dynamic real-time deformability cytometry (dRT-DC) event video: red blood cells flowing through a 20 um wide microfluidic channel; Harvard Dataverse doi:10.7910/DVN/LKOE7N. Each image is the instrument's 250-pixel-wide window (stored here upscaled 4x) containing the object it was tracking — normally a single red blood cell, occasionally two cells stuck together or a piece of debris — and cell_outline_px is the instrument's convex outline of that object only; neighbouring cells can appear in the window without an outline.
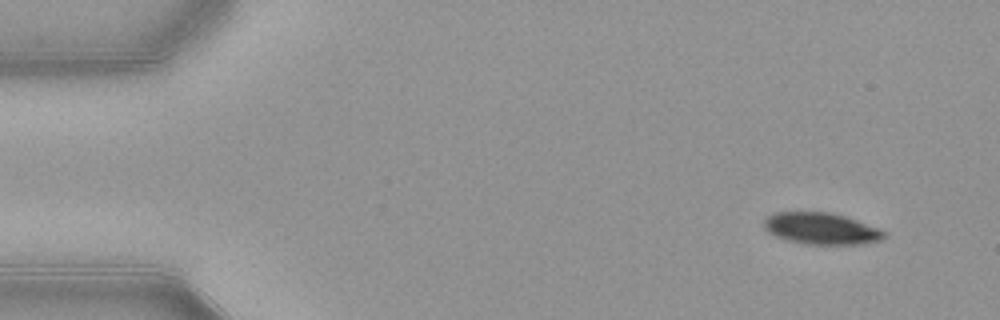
{"species": "common noctule bat (a hibernating species)", "species_latin": "Nyctalus noctula", "temperature_condition": "warm", "stored_images_in_passage": 47, "camera_frame_rate_fps": 3000, "um_per_image_px": 0.085, "animal": {"sex": "female", "body_mass_g": 21.9}, "frame": {"image": 1, "passage_image": 1, "time_ms": 0.0, "image_size_px": [1000, 320], "cell_outline_px": [[884, 236], [880, 240], [860, 244], [804, 244], [784, 240], [768, 232], [764, 228], [764, 220], [772, 212], [832, 212], [856, 220], [876, 228], [884, 232]], "centroid_in_image_um": [69.72, 19.42], "position_along_channel_um": 15.3, "area_um2": 21.96}}
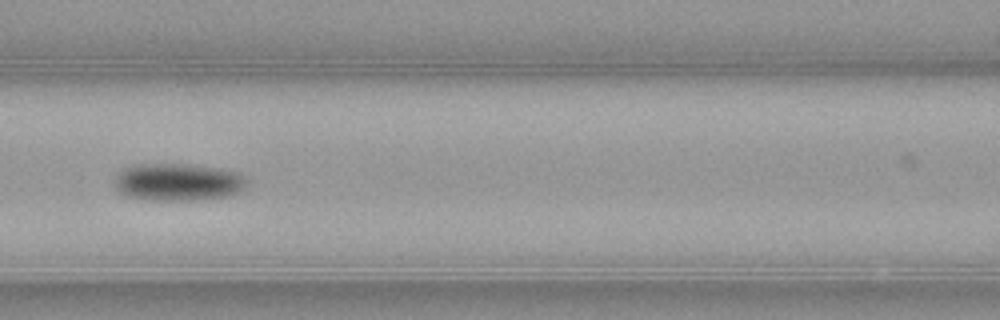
{"frame": {"image": 2, "passage_image": 20, "time_ms": 6.333, "image_size_px": [1000, 320], "cell_outline_px": [[248, 184], [240, 192], [224, 196], [192, 200], [152, 200], [128, 196], [120, 192], [112, 184], [116, 172], [132, 164], [192, 164], [220, 168], [236, 172], [248, 180]], "centroid_in_image_um": [15.08, 15.46], "position_along_channel_um": 151.5, "area_um2": 29.13}}
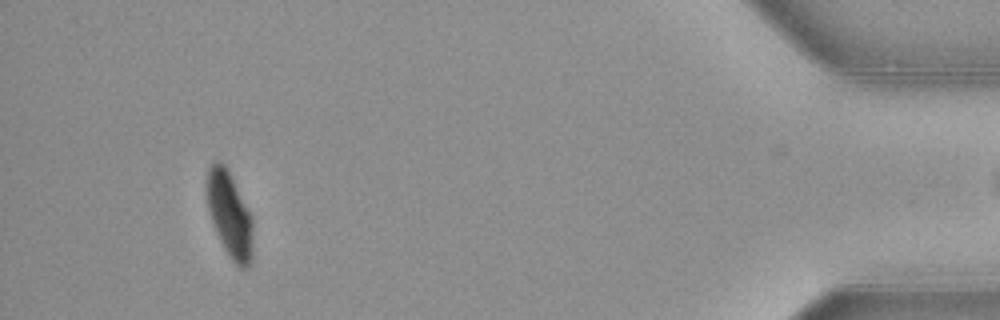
{"frame": {"image": 3, "passage_image": 46, "time_ms": 15.0, "image_size_px": [1000, 320], "cell_outline_px": [[252, 256], [248, 268], [240, 268], [228, 256], [216, 232], [208, 208], [204, 192], [204, 180], [208, 168], [212, 160], [220, 160], [228, 168], [252, 216]], "centroid_in_image_um": [19.47, 18.15], "position_along_channel_um": 415.7, "area_um2": 23.64}}